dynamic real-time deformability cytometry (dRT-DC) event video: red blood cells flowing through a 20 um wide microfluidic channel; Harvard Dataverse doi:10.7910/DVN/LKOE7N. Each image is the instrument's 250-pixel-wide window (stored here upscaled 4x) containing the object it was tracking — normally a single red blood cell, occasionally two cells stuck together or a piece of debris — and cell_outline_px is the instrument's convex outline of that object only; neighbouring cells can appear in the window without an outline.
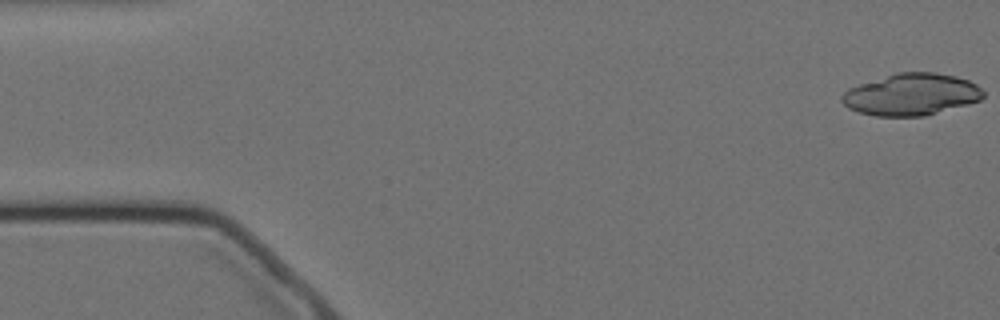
{"species": "Egyptian fruit bat (a non-hibernating species)", "species_latin": "Rousettus aegyptiacus", "temperature_condition": "cold", "stored_images_in_passage": 18, "camera_frame_rate_fps": 3000, "um_per_image_px": 0.085, "animal": {"sex": "female"}, "frame": {"image": 1, "passage_image": 1, "time_ms": 0.0, "image_size_px": [1000, 320], "cell_outline_px": [[984, 96], [980, 100], [968, 104], [924, 116], [876, 116], [860, 112], [848, 108], [840, 100], [840, 96], [848, 88], [896, 72], [936, 72], [956, 76], [968, 80], [976, 84], [984, 92]], "centroid_in_image_um": [77.46, 8.02], "position_along_channel_um": 7.5, "area_um2": 34.45}}
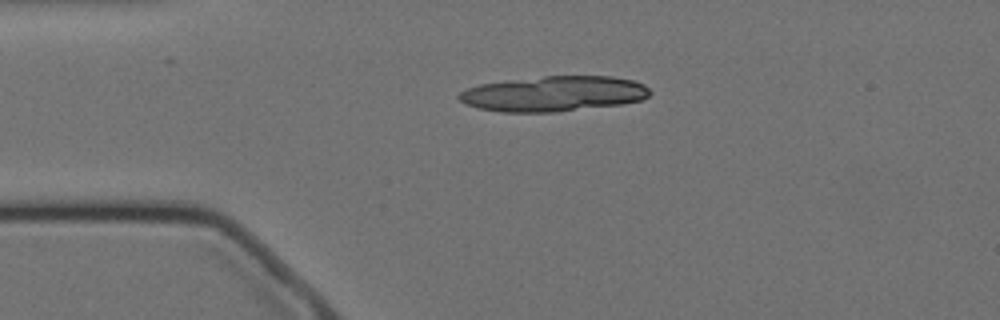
{"frame": {"image": 2, "passage_image": 12, "time_ms": 3.667, "image_size_px": [1000, 320], "cell_outline_px": [[652, 92], [648, 96], [640, 100], [620, 104], [556, 112], [500, 112], [476, 108], [460, 100], [456, 96], [460, 92], [468, 88], [480, 84], [544, 76], [612, 76], [632, 80], [644, 84]], "centroid_in_image_um": [47.06, 7.97], "position_along_channel_um": 37.9, "area_um2": 39.13}}